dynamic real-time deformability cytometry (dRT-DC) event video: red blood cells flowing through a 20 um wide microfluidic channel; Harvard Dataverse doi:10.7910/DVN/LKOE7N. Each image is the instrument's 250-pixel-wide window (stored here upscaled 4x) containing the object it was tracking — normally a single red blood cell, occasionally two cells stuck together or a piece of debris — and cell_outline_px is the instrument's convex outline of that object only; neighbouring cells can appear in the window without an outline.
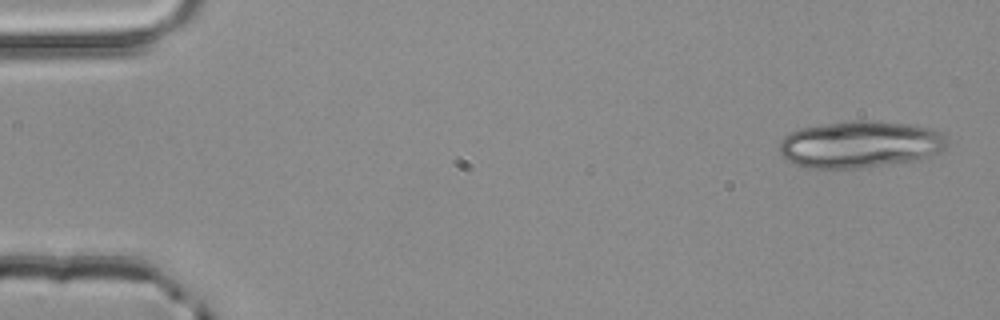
{"species": "common noctule bat (a hibernating species)", "species_latin": "Nyctalus noctula", "temperature_condition": "room temperature", "stored_images_in_passage": 4, "camera_frame_rate_fps": 3000, "um_per_image_px": 0.085, "animal": {"sex": "male", "body_mass_g": 20.4}, "frame": {"image": 1, "passage_image": 1, "time_ms": 0.0, "image_size_px": [1000, 320], "cell_outline_px": [[948, 148], [940, 152], [908, 160], [860, 168], [804, 168], [788, 160], [780, 152], [780, 140], [784, 136], [800, 128], [824, 124], [856, 120], [872, 120], [912, 124], [932, 128], [940, 132], [948, 140]], "centroid_in_image_um": [73.1, 12.25], "position_along_channel_um": 11.9, "area_um2": 45.55}}